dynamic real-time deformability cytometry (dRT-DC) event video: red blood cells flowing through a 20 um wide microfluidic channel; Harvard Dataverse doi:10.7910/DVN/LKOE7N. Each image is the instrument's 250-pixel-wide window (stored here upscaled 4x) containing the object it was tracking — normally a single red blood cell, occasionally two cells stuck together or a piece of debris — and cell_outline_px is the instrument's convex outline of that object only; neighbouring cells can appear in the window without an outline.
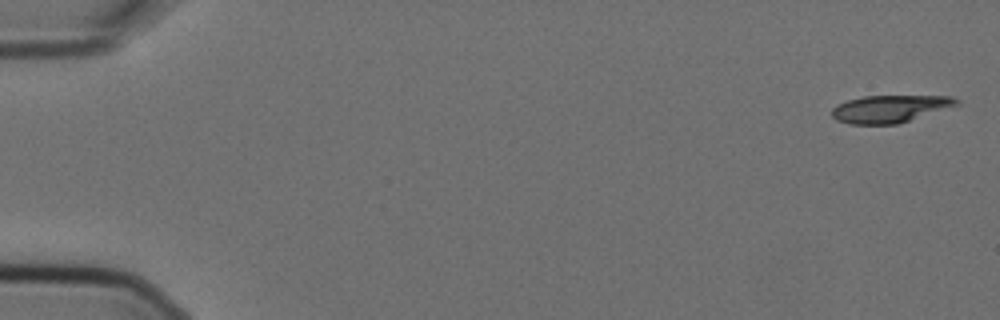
{"species": "Egyptian fruit bat (a non-hibernating species)", "species_latin": "Rousettus aegyptiacus", "temperature_condition": "cold", "stored_images_in_passage": 6, "camera_frame_rate_fps": 3000, "um_per_image_px": 0.085, "animal": {"sex": "female"}, "frame": {"image": 1, "passage_image": 1, "time_ms": 0.0, "image_size_px": [1000, 320], "cell_outline_px": [[960, 104], [896, 124], [848, 124], [836, 120], [832, 116], [832, 108], [836, 104], [848, 100], [864, 96], [952, 96], [960, 100]], "centroid_in_image_um": [75.61, 9.24], "position_along_channel_um": 9.4, "area_um2": 19.77}}
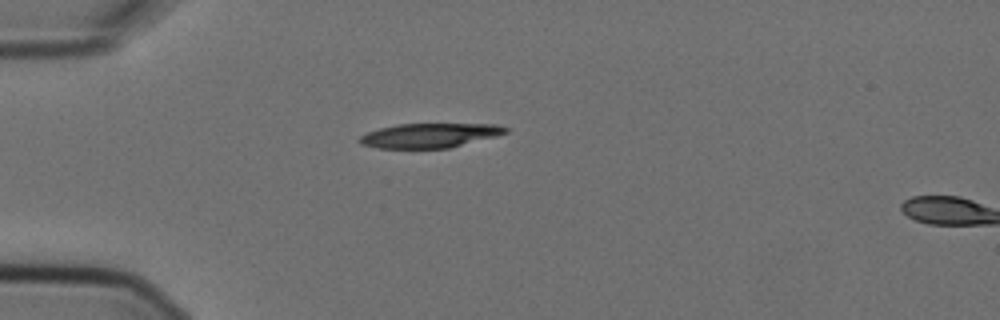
{"frame": {"image": 2, "passage_image": 5, "time_ms": 1.333, "image_size_px": [1000, 320], "cell_outline_px": [[508, 132], [496, 136], [448, 148], [376, 148], [360, 144], [356, 140], [360, 136], [368, 132], [380, 128], [396, 124], [496, 124], [508, 128]], "centroid_in_image_um": [36.48, 11.51], "position_along_channel_um": 48.5, "area_um2": 20.75}}